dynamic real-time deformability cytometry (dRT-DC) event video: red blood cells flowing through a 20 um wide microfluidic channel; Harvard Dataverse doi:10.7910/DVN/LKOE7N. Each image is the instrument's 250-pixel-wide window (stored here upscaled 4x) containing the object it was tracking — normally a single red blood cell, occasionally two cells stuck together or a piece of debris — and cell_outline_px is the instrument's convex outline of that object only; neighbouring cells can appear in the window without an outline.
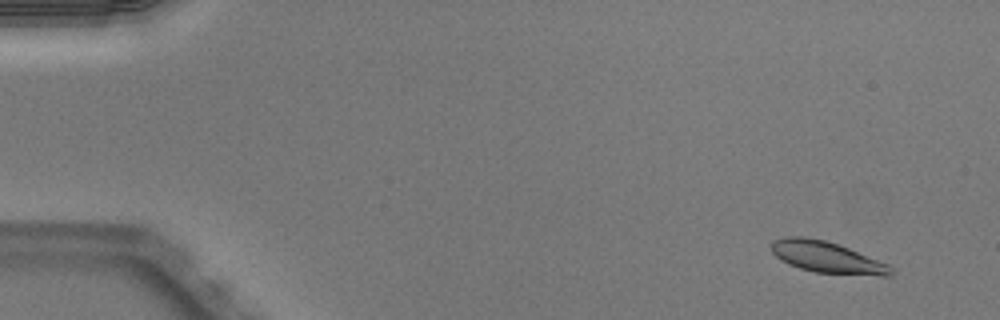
{"species": "Egyptian fruit bat (a non-hibernating species)", "species_latin": "Rousettus aegyptiacus", "temperature_condition": "warm", "stored_images_in_passage": 52, "camera_frame_rate_fps": 3000, "um_per_image_px": 0.085, "animal": {"sex": "male"}, "frame": {"image": 1, "passage_image": 4, "time_ms": 1.0, "image_size_px": [1000, 320], "cell_outline_px": [[896, 272], [888, 276], [880, 276], [816, 272], [800, 268], [788, 264], [776, 256], [772, 252], [772, 244], [776, 240], [788, 236], [804, 236], [824, 240], [848, 248], [888, 264]], "centroid_in_image_um": [70.32, 21.87], "position_along_channel_um": 14.7, "area_um2": 21.56}}
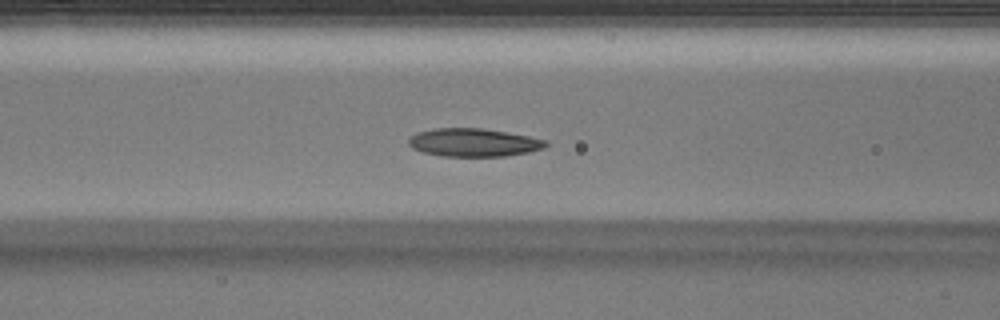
{"frame": {"image": 2, "passage_image": 22, "time_ms": 7.0, "image_size_px": [1000, 320], "cell_outline_px": [[548, 144], [544, 148], [528, 152], [504, 156], [440, 156], [424, 152], [412, 148], [408, 144], [408, 140], [412, 136], [420, 132], [432, 128], [484, 128], [528, 136], [548, 140]], "centroid_in_image_um": [40.27, 12.11], "position_along_channel_um": 126.3, "area_um2": 22.43}}
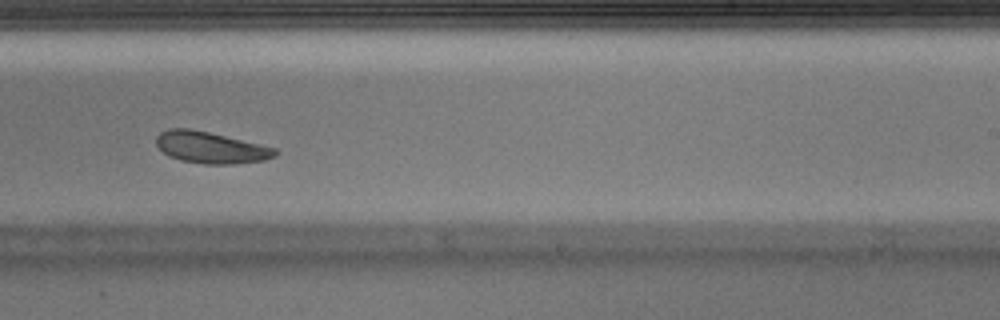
{"frame": {"image": 3, "passage_image": 33, "time_ms": 10.667, "image_size_px": [1000, 320], "cell_outline_px": [[280, 152], [276, 156], [264, 160], [236, 164], [204, 164], [180, 160], [168, 156], [156, 144], [156, 136], [160, 132], [168, 128], [188, 128], [208, 132], [276, 148]], "centroid_in_image_um": [17.91, 12.54], "position_along_channel_um": 271.1, "area_um2": 21.85}, "authors_computed_cell_mechanics": {"area_um2": 22.0796, "velocity_mm_per_s": 3.952, "shape_relaxation_time_tau1_ms": 3.775, "shape_relaxation_time_tau2_ms": 5.3776, "deformation_change_tau1": 0.1015, "deformation_change_tau2": 0.1123}}